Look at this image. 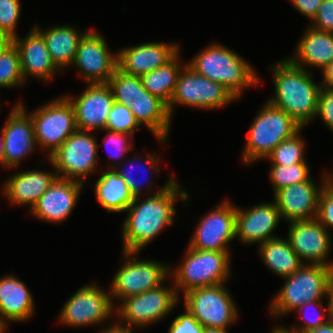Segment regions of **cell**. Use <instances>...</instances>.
Returning a JSON list of instances; mask_svg holds the SVG:
<instances>
[{
	"mask_svg": "<svg viewBox=\"0 0 333 333\" xmlns=\"http://www.w3.org/2000/svg\"><path fill=\"white\" fill-rule=\"evenodd\" d=\"M189 195L176 179L160 193L143 196V200L140 196L134 197L121 229L122 251L145 249L165 228L174 224L176 202L187 203Z\"/></svg>",
	"mask_w": 333,
	"mask_h": 333,
	"instance_id": "cell-1",
	"label": "cell"
},
{
	"mask_svg": "<svg viewBox=\"0 0 333 333\" xmlns=\"http://www.w3.org/2000/svg\"><path fill=\"white\" fill-rule=\"evenodd\" d=\"M275 93L267 99L289 114L302 128L316 118L321 83L313 72L298 67L288 58L270 66Z\"/></svg>",
	"mask_w": 333,
	"mask_h": 333,
	"instance_id": "cell-2",
	"label": "cell"
},
{
	"mask_svg": "<svg viewBox=\"0 0 333 333\" xmlns=\"http://www.w3.org/2000/svg\"><path fill=\"white\" fill-rule=\"evenodd\" d=\"M195 72L219 82L238 100L246 88L261 84L249 61L219 42H212L186 62Z\"/></svg>",
	"mask_w": 333,
	"mask_h": 333,
	"instance_id": "cell-3",
	"label": "cell"
},
{
	"mask_svg": "<svg viewBox=\"0 0 333 333\" xmlns=\"http://www.w3.org/2000/svg\"><path fill=\"white\" fill-rule=\"evenodd\" d=\"M282 279L285 282L271 299L267 311L275 319L293 313L304 303L327 299L333 268L303 264L294 274Z\"/></svg>",
	"mask_w": 333,
	"mask_h": 333,
	"instance_id": "cell-4",
	"label": "cell"
},
{
	"mask_svg": "<svg viewBox=\"0 0 333 333\" xmlns=\"http://www.w3.org/2000/svg\"><path fill=\"white\" fill-rule=\"evenodd\" d=\"M183 257L181 264L169 267L170 279L179 297L189 290L224 284L231 279L229 251L196 250L187 246Z\"/></svg>",
	"mask_w": 333,
	"mask_h": 333,
	"instance_id": "cell-5",
	"label": "cell"
},
{
	"mask_svg": "<svg viewBox=\"0 0 333 333\" xmlns=\"http://www.w3.org/2000/svg\"><path fill=\"white\" fill-rule=\"evenodd\" d=\"M258 110L252 121L245 145L242 162L251 165L266 157L283 141L292 137L302 127L286 112L268 101Z\"/></svg>",
	"mask_w": 333,
	"mask_h": 333,
	"instance_id": "cell-6",
	"label": "cell"
},
{
	"mask_svg": "<svg viewBox=\"0 0 333 333\" xmlns=\"http://www.w3.org/2000/svg\"><path fill=\"white\" fill-rule=\"evenodd\" d=\"M122 253L121 267L109 285L113 304L119 301L115 303V308L126 298L155 289L170 278V266L167 263L140 259V252Z\"/></svg>",
	"mask_w": 333,
	"mask_h": 333,
	"instance_id": "cell-7",
	"label": "cell"
},
{
	"mask_svg": "<svg viewBox=\"0 0 333 333\" xmlns=\"http://www.w3.org/2000/svg\"><path fill=\"white\" fill-rule=\"evenodd\" d=\"M17 103L30 115L36 145L41 151L48 152L47 158L77 130L74 107L65 95L53 98L30 112L22 101Z\"/></svg>",
	"mask_w": 333,
	"mask_h": 333,
	"instance_id": "cell-8",
	"label": "cell"
},
{
	"mask_svg": "<svg viewBox=\"0 0 333 333\" xmlns=\"http://www.w3.org/2000/svg\"><path fill=\"white\" fill-rule=\"evenodd\" d=\"M164 282L150 291L126 298L115 308L117 322L127 328L140 329L151 326L169 316L180 302L173 282ZM165 284V285H164Z\"/></svg>",
	"mask_w": 333,
	"mask_h": 333,
	"instance_id": "cell-9",
	"label": "cell"
},
{
	"mask_svg": "<svg viewBox=\"0 0 333 333\" xmlns=\"http://www.w3.org/2000/svg\"><path fill=\"white\" fill-rule=\"evenodd\" d=\"M92 133L77 129L46 159L58 177L86 184L87 177L97 171L100 146Z\"/></svg>",
	"mask_w": 333,
	"mask_h": 333,
	"instance_id": "cell-10",
	"label": "cell"
},
{
	"mask_svg": "<svg viewBox=\"0 0 333 333\" xmlns=\"http://www.w3.org/2000/svg\"><path fill=\"white\" fill-rule=\"evenodd\" d=\"M233 101H237V98L225 86L200 75L186 64L178 76L174 93L167 106L173 119L176 105L199 110H215L222 109Z\"/></svg>",
	"mask_w": 333,
	"mask_h": 333,
	"instance_id": "cell-11",
	"label": "cell"
},
{
	"mask_svg": "<svg viewBox=\"0 0 333 333\" xmlns=\"http://www.w3.org/2000/svg\"><path fill=\"white\" fill-rule=\"evenodd\" d=\"M225 284L187 291L180 297L183 307L204 327L229 329L238 320L239 310Z\"/></svg>",
	"mask_w": 333,
	"mask_h": 333,
	"instance_id": "cell-12",
	"label": "cell"
},
{
	"mask_svg": "<svg viewBox=\"0 0 333 333\" xmlns=\"http://www.w3.org/2000/svg\"><path fill=\"white\" fill-rule=\"evenodd\" d=\"M105 289L94 282L83 285L62 306L58 322L65 327L81 328L102 326L108 318H116L110 289Z\"/></svg>",
	"mask_w": 333,
	"mask_h": 333,
	"instance_id": "cell-13",
	"label": "cell"
},
{
	"mask_svg": "<svg viewBox=\"0 0 333 333\" xmlns=\"http://www.w3.org/2000/svg\"><path fill=\"white\" fill-rule=\"evenodd\" d=\"M236 204L229 198L221 200L200 218L187 246L196 250L230 251L236 239Z\"/></svg>",
	"mask_w": 333,
	"mask_h": 333,
	"instance_id": "cell-14",
	"label": "cell"
},
{
	"mask_svg": "<svg viewBox=\"0 0 333 333\" xmlns=\"http://www.w3.org/2000/svg\"><path fill=\"white\" fill-rule=\"evenodd\" d=\"M105 39L92 28L79 42L71 68L78 70L85 84L108 83L117 69L118 53H112Z\"/></svg>",
	"mask_w": 333,
	"mask_h": 333,
	"instance_id": "cell-15",
	"label": "cell"
},
{
	"mask_svg": "<svg viewBox=\"0 0 333 333\" xmlns=\"http://www.w3.org/2000/svg\"><path fill=\"white\" fill-rule=\"evenodd\" d=\"M287 234L286 238L292 249L304 264H320L333 268V261L329 260L333 246L332 233L317 219L291 221Z\"/></svg>",
	"mask_w": 333,
	"mask_h": 333,
	"instance_id": "cell-16",
	"label": "cell"
},
{
	"mask_svg": "<svg viewBox=\"0 0 333 333\" xmlns=\"http://www.w3.org/2000/svg\"><path fill=\"white\" fill-rule=\"evenodd\" d=\"M332 173L333 170L323 172L318 184L311 177L308 181L293 184L276 191L272 200L276 203L281 218L288 223L291 221L316 219L322 188Z\"/></svg>",
	"mask_w": 333,
	"mask_h": 333,
	"instance_id": "cell-17",
	"label": "cell"
},
{
	"mask_svg": "<svg viewBox=\"0 0 333 333\" xmlns=\"http://www.w3.org/2000/svg\"><path fill=\"white\" fill-rule=\"evenodd\" d=\"M4 137V169H17L20 163L37 149L33 121L16 103L2 125Z\"/></svg>",
	"mask_w": 333,
	"mask_h": 333,
	"instance_id": "cell-18",
	"label": "cell"
},
{
	"mask_svg": "<svg viewBox=\"0 0 333 333\" xmlns=\"http://www.w3.org/2000/svg\"><path fill=\"white\" fill-rule=\"evenodd\" d=\"M65 96L74 107L78 130L97 132L106 128L108 115L115 102L107 83L86 84L77 97Z\"/></svg>",
	"mask_w": 333,
	"mask_h": 333,
	"instance_id": "cell-19",
	"label": "cell"
},
{
	"mask_svg": "<svg viewBox=\"0 0 333 333\" xmlns=\"http://www.w3.org/2000/svg\"><path fill=\"white\" fill-rule=\"evenodd\" d=\"M83 183L57 177L29 211L35 219L60 224L68 220L83 191Z\"/></svg>",
	"mask_w": 333,
	"mask_h": 333,
	"instance_id": "cell-20",
	"label": "cell"
},
{
	"mask_svg": "<svg viewBox=\"0 0 333 333\" xmlns=\"http://www.w3.org/2000/svg\"><path fill=\"white\" fill-rule=\"evenodd\" d=\"M281 219L274 200L261 202L247 209L236 206V239L245 245H259L269 239L277 238L273 232Z\"/></svg>",
	"mask_w": 333,
	"mask_h": 333,
	"instance_id": "cell-21",
	"label": "cell"
},
{
	"mask_svg": "<svg viewBox=\"0 0 333 333\" xmlns=\"http://www.w3.org/2000/svg\"><path fill=\"white\" fill-rule=\"evenodd\" d=\"M178 43L144 42L117 51V68L123 73L141 76L169 62L179 51Z\"/></svg>",
	"mask_w": 333,
	"mask_h": 333,
	"instance_id": "cell-22",
	"label": "cell"
},
{
	"mask_svg": "<svg viewBox=\"0 0 333 333\" xmlns=\"http://www.w3.org/2000/svg\"><path fill=\"white\" fill-rule=\"evenodd\" d=\"M18 49L24 82L33 79L49 83L61 72L50 56L43 36L33 27L25 37L11 40ZM29 78V79H28Z\"/></svg>",
	"mask_w": 333,
	"mask_h": 333,
	"instance_id": "cell-23",
	"label": "cell"
},
{
	"mask_svg": "<svg viewBox=\"0 0 333 333\" xmlns=\"http://www.w3.org/2000/svg\"><path fill=\"white\" fill-rule=\"evenodd\" d=\"M57 177L56 170L53 172L38 169L16 171L5 180L1 193L8 203L14 206L28 205L31 211Z\"/></svg>",
	"mask_w": 333,
	"mask_h": 333,
	"instance_id": "cell-24",
	"label": "cell"
},
{
	"mask_svg": "<svg viewBox=\"0 0 333 333\" xmlns=\"http://www.w3.org/2000/svg\"><path fill=\"white\" fill-rule=\"evenodd\" d=\"M33 294L20 278L13 274L0 277V324L8 330L10 322L23 323L33 317Z\"/></svg>",
	"mask_w": 333,
	"mask_h": 333,
	"instance_id": "cell-25",
	"label": "cell"
},
{
	"mask_svg": "<svg viewBox=\"0 0 333 333\" xmlns=\"http://www.w3.org/2000/svg\"><path fill=\"white\" fill-rule=\"evenodd\" d=\"M129 109L140 126H146L161 145L167 144L172 117L164 101L142 87L139 94L132 100Z\"/></svg>",
	"mask_w": 333,
	"mask_h": 333,
	"instance_id": "cell-26",
	"label": "cell"
},
{
	"mask_svg": "<svg viewBox=\"0 0 333 333\" xmlns=\"http://www.w3.org/2000/svg\"><path fill=\"white\" fill-rule=\"evenodd\" d=\"M293 54L287 58L296 66L306 70L313 67L321 72L333 60V33L308 25Z\"/></svg>",
	"mask_w": 333,
	"mask_h": 333,
	"instance_id": "cell-27",
	"label": "cell"
},
{
	"mask_svg": "<svg viewBox=\"0 0 333 333\" xmlns=\"http://www.w3.org/2000/svg\"><path fill=\"white\" fill-rule=\"evenodd\" d=\"M45 39L52 61L60 71L71 68L80 40L88 32L71 25H53L47 29L34 25ZM67 68V69H65Z\"/></svg>",
	"mask_w": 333,
	"mask_h": 333,
	"instance_id": "cell-28",
	"label": "cell"
},
{
	"mask_svg": "<svg viewBox=\"0 0 333 333\" xmlns=\"http://www.w3.org/2000/svg\"><path fill=\"white\" fill-rule=\"evenodd\" d=\"M92 186L96 200L108 213L125 212L134 201L128 185L114 169L105 168Z\"/></svg>",
	"mask_w": 333,
	"mask_h": 333,
	"instance_id": "cell-29",
	"label": "cell"
},
{
	"mask_svg": "<svg viewBox=\"0 0 333 333\" xmlns=\"http://www.w3.org/2000/svg\"><path fill=\"white\" fill-rule=\"evenodd\" d=\"M144 156L145 157H142L141 155H137V156L135 155L134 156L135 158L133 157V159H132V154H131V160H128V159H127V161L124 160L120 165H118L116 168H114V170L118 173V175L124 179L125 183L128 185V188H129L131 194L134 197H139V196L143 197V196H146V195L150 196V195L160 193L161 191L165 190L173 181L176 180L175 176L171 175V177H168L165 184H163L161 186V188H159V190H157V191L155 190V192L152 191L154 189L153 188V182L150 180L148 175L141 182V180H139L136 177L137 173L135 172L136 174L135 173L133 174V171H135L137 169V168L134 169V165H135V163L139 164V162L142 161L143 158H144V160L142 162L143 164L141 163L142 166L138 165V168L143 167L144 164H145V166L148 167V168L146 169V167H143L145 169H142L141 171L145 172L148 169H150V170H152L151 173H153V174L155 173V175L158 176L159 173H160V167H159L160 164L159 163H161L162 161L159 158L160 156L156 155L155 152L154 153L147 152V154L144 155ZM140 168H139V170H140ZM136 171H138V169ZM144 181H146V182H144ZM143 184L146 186L145 191L149 192V194L146 193L145 191L143 192V190H144V188H143L144 185Z\"/></svg>",
	"mask_w": 333,
	"mask_h": 333,
	"instance_id": "cell-30",
	"label": "cell"
},
{
	"mask_svg": "<svg viewBox=\"0 0 333 333\" xmlns=\"http://www.w3.org/2000/svg\"><path fill=\"white\" fill-rule=\"evenodd\" d=\"M257 248L266 268L280 278L294 274L304 264L287 238L280 236L269 239L257 245Z\"/></svg>",
	"mask_w": 333,
	"mask_h": 333,
	"instance_id": "cell-31",
	"label": "cell"
},
{
	"mask_svg": "<svg viewBox=\"0 0 333 333\" xmlns=\"http://www.w3.org/2000/svg\"><path fill=\"white\" fill-rule=\"evenodd\" d=\"M179 51L169 62L140 76L146 91L157 96L167 105L174 93L178 76L187 63L181 62ZM184 64V65H183Z\"/></svg>",
	"mask_w": 333,
	"mask_h": 333,
	"instance_id": "cell-32",
	"label": "cell"
},
{
	"mask_svg": "<svg viewBox=\"0 0 333 333\" xmlns=\"http://www.w3.org/2000/svg\"><path fill=\"white\" fill-rule=\"evenodd\" d=\"M26 85L20 67L18 49L10 40L0 51V89Z\"/></svg>",
	"mask_w": 333,
	"mask_h": 333,
	"instance_id": "cell-33",
	"label": "cell"
},
{
	"mask_svg": "<svg viewBox=\"0 0 333 333\" xmlns=\"http://www.w3.org/2000/svg\"><path fill=\"white\" fill-rule=\"evenodd\" d=\"M301 128L292 137L283 140L267 157L270 164L293 165L296 163L307 162L306 160V142L301 136Z\"/></svg>",
	"mask_w": 333,
	"mask_h": 333,
	"instance_id": "cell-34",
	"label": "cell"
},
{
	"mask_svg": "<svg viewBox=\"0 0 333 333\" xmlns=\"http://www.w3.org/2000/svg\"><path fill=\"white\" fill-rule=\"evenodd\" d=\"M269 180L273 187V194L281 188L308 181L312 176L307 162L293 165L270 164Z\"/></svg>",
	"mask_w": 333,
	"mask_h": 333,
	"instance_id": "cell-35",
	"label": "cell"
},
{
	"mask_svg": "<svg viewBox=\"0 0 333 333\" xmlns=\"http://www.w3.org/2000/svg\"><path fill=\"white\" fill-rule=\"evenodd\" d=\"M107 84L111 87L114 101L127 107L132 105V100L143 87L140 76L125 74L118 68Z\"/></svg>",
	"mask_w": 333,
	"mask_h": 333,
	"instance_id": "cell-36",
	"label": "cell"
},
{
	"mask_svg": "<svg viewBox=\"0 0 333 333\" xmlns=\"http://www.w3.org/2000/svg\"><path fill=\"white\" fill-rule=\"evenodd\" d=\"M323 303V300H316L304 303L301 307L294 311L298 313L299 318L302 322L299 324H294V326L292 325L289 328L288 326H286V328L293 333H303L307 330L317 328L326 324L329 321L328 303L325 306L323 305ZM311 308L314 309V312L310 311L311 316H308V311L309 309L311 310ZM315 308L317 309V312L315 311Z\"/></svg>",
	"mask_w": 333,
	"mask_h": 333,
	"instance_id": "cell-37",
	"label": "cell"
},
{
	"mask_svg": "<svg viewBox=\"0 0 333 333\" xmlns=\"http://www.w3.org/2000/svg\"><path fill=\"white\" fill-rule=\"evenodd\" d=\"M103 131H106L107 134L103 138V145L106 147L107 154L113 159L106 169H114L126 160L125 155L132 151L134 137L128 133H119L107 129H103Z\"/></svg>",
	"mask_w": 333,
	"mask_h": 333,
	"instance_id": "cell-38",
	"label": "cell"
},
{
	"mask_svg": "<svg viewBox=\"0 0 333 333\" xmlns=\"http://www.w3.org/2000/svg\"><path fill=\"white\" fill-rule=\"evenodd\" d=\"M141 127L129 107L114 102L107 118V130L134 136Z\"/></svg>",
	"mask_w": 333,
	"mask_h": 333,
	"instance_id": "cell-39",
	"label": "cell"
},
{
	"mask_svg": "<svg viewBox=\"0 0 333 333\" xmlns=\"http://www.w3.org/2000/svg\"><path fill=\"white\" fill-rule=\"evenodd\" d=\"M20 0H0V34L9 40L17 37V26L21 16Z\"/></svg>",
	"mask_w": 333,
	"mask_h": 333,
	"instance_id": "cell-40",
	"label": "cell"
},
{
	"mask_svg": "<svg viewBox=\"0 0 333 333\" xmlns=\"http://www.w3.org/2000/svg\"><path fill=\"white\" fill-rule=\"evenodd\" d=\"M316 219L328 231L333 229V173L328 177L322 188Z\"/></svg>",
	"mask_w": 333,
	"mask_h": 333,
	"instance_id": "cell-41",
	"label": "cell"
},
{
	"mask_svg": "<svg viewBox=\"0 0 333 333\" xmlns=\"http://www.w3.org/2000/svg\"><path fill=\"white\" fill-rule=\"evenodd\" d=\"M316 117L333 133V88L321 87Z\"/></svg>",
	"mask_w": 333,
	"mask_h": 333,
	"instance_id": "cell-42",
	"label": "cell"
},
{
	"mask_svg": "<svg viewBox=\"0 0 333 333\" xmlns=\"http://www.w3.org/2000/svg\"><path fill=\"white\" fill-rule=\"evenodd\" d=\"M183 312L171 322L167 333H203L204 326L195 319L187 308L184 307Z\"/></svg>",
	"mask_w": 333,
	"mask_h": 333,
	"instance_id": "cell-43",
	"label": "cell"
},
{
	"mask_svg": "<svg viewBox=\"0 0 333 333\" xmlns=\"http://www.w3.org/2000/svg\"><path fill=\"white\" fill-rule=\"evenodd\" d=\"M311 22L310 27L333 33V0H323Z\"/></svg>",
	"mask_w": 333,
	"mask_h": 333,
	"instance_id": "cell-44",
	"label": "cell"
},
{
	"mask_svg": "<svg viewBox=\"0 0 333 333\" xmlns=\"http://www.w3.org/2000/svg\"><path fill=\"white\" fill-rule=\"evenodd\" d=\"M294 9H296L301 15H304L310 19V23L316 15V12L323 2V0H290Z\"/></svg>",
	"mask_w": 333,
	"mask_h": 333,
	"instance_id": "cell-45",
	"label": "cell"
},
{
	"mask_svg": "<svg viewBox=\"0 0 333 333\" xmlns=\"http://www.w3.org/2000/svg\"><path fill=\"white\" fill-rule=\"evenodd\" d=\"M114 321V323L111 322V324H108L104 328L100 329L98 333H134L136 331L135 329L133 330V328H127L120 325L117 320Z\"/></svg>",
	"mask_w": 333,
	"mask_h": 333,
	"instance_id": "cell-46",
	"label": "cell"
},
{
	"mask_svg": "<svg viewBox=\"0 0 333 333\" xmlns=\"http://www.w3.org/2000/svg\"><path fill=\"white\" fill-rule=\"evenodd\" d=\"M321 75H323L321 86L333 88V60L321 71Z\"/></svg>",
	"mask_w": 333,
	"mask_h": 333,
	"instance_id": "cell-47",
	"label": "cell"
},
{
	"mask_svg": "<svg viewBox=\"0 0 333 333\" xmlns=\"http://www.w3.org/2000/svg\"><path fill=\"white\" fill-rule=\"evenodd\" d=\"M326 298V303H328L329 321L333 323V279L329 285Z\"/></svg>",
	"mask_w": 333,
	"mask_h": 333,
	"instance_id": "cell-48",
	"label": "cell"
},
{
	"mask_svg": "<svg viewBox=\"0 0 333 333\" xmlns=\"http://www.w3.org/2000/svg\"><path fill=\"white\" fill-rule=\"evenodd\" d=\"M303 333H333V323L328 321L326 324L307 330Z\"/></svg>",
	"mask_w": 333,
	"mask_h": 333,
	"instance_id": "cell-49",
	"label": "cell"
},
{
	"mask_svg": "<svg viewBox=\"0 0 333 333\" xmlns=\"http://www.w3.org/2000/svg\"><path fill=\"white\" fill-rule=\"evenodd\" d=\"M3 157H4V137H3V131L1 128L0 131V166L3 168Z\"/></svg>",
	"mask_w": 333,
	"mask_h": 333,
	"instance_id": "cell-50",
	"label": "cell"
},
{
	"mask_svg": "<svg viewBox=\"0 0 333 333\" xmlns=\"http://www.w3.org/2000/svg\"><path fill=\"white\" fill-rule=\"evenodd\" d=\"M203 333H228V330L215 327H204Z\"/></svg>",
	"mask_w": 333,
	"mask_h": 333,
	"instance_id": "cell-51",
	"label": "cell"
},
{
	"mask_svg": "<svg viewBox=\"0 0 333 333\" xmlns=\"http://www.w3.org/2000/svg\"><path fill=\"white\" fill-rule=\"evenodd\" d=\"M270 333H293L289 331L285 326L282 324L275 325L273 329H271Z\"/></svg>",
	"mask_w": 333,
	"mask_h": 333,
	"instance_id": "cell-52",
	"label": "cell"
},
{
	"mask_svg": "<svg viewBox=\"0 0 333 333\" xmlns=\"http://www.w3.org/2000/svg\"><path fill=\"white\" fill-rule=\"evenodd\" d=\"M10 40L5 37L4 35L0 34V51L3 49V47L9 42Z\"/></svg>",
	"mask_w": 333,
	"mask_h": 333,
	"instance_id": "cell-53",
	"label": "cell"
},
{
	"mask_svg": "<svg viewBox=\"0 0 333 333\" xmlns=\"http://www.w3.org/2000/svg\"><path fill=\"white\" fill-rule=\"evenodd\" d=\"M7 330L0 324V333H6Z\"/></svg>",
	"mask_w": 333,
	"mask_h": 333,
	"instance_id": "cell-54",
	"label": "cell"
}]
</instances>
